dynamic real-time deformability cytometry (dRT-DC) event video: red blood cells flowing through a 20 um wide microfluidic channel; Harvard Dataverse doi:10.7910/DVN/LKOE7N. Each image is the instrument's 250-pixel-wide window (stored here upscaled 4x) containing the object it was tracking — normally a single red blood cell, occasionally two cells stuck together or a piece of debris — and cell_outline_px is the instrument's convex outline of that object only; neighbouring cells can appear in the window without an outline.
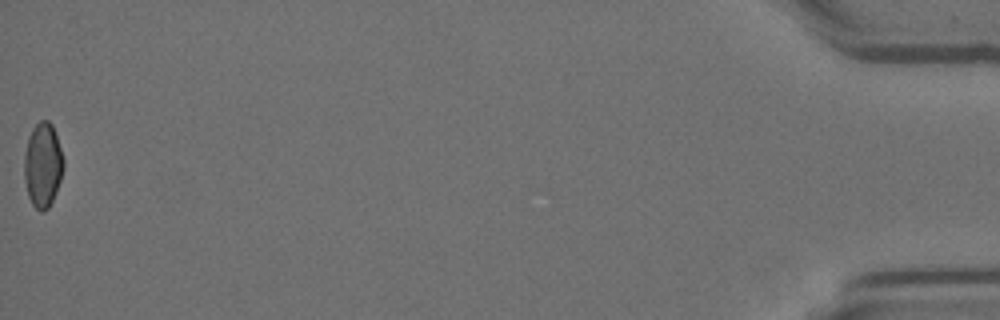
{"species": "Egyptian fruit bat (a non-hibernating species)", "species_latin": "Rousettus aegyptiacus", "temperature_condition": "room temperature", "stored_images_in_passage": 16, "camera_frame_rate_fps": 3000, "um_per_image_px": 0.085, "animal": {"sex": "female"}, "frame": {"image": 1, "passage_image": 16, "time_ms": 5.0, "image_size_px": [1000, 320], "cell_outline_px": [[64, 168], [60, 180], [52, 200], [48, 208], [44, 212], [40, 212], [32, 204], [28, 196], [24, 180], [24, 152], [28, 136], [32, 128], [40, 120], [48, 120], [52, 124], [64, 160]], "centroid_in_image_um": [3.62, 14.02], "position_along_channel_um": 431.6, "area_um2": 19.42}}